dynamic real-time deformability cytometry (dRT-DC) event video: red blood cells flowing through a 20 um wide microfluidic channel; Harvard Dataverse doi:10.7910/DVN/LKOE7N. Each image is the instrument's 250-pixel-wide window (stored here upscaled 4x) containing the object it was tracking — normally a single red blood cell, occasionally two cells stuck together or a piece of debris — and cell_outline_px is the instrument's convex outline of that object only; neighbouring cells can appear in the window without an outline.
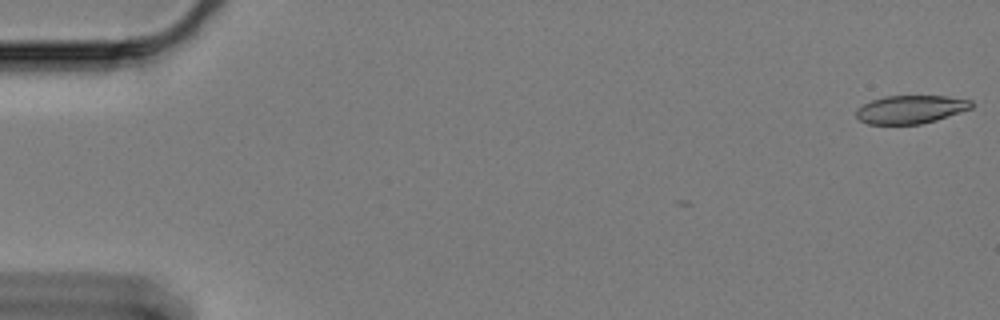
{"species": "Egyptian fruit bat (a non-hibernating species)", "species_latin": "Rousettus aegyptiacus", "temperature_condition": "cold", "stored_images_in_passage": 2, "camera_frame_rate_fps": 3000, "um_per_image_px": 0.085, "animal": {"sex": "female"}, "frame": {"image": 1, "passage_image": 2, "time_ms": 0.333, "image_size_px": [1000, 320], "cell_outline_px": [[972, 108], [936, 120], [920, 124], [868, 124], [860, 120], [856, 116], [856, 108], [872, 100], [884, 96], [948, 96], [972, 100]], "centroid_in_image_um": [77.4, 9.29], "position_along_channel_um": 7.6, "area_um2": 18.9}}